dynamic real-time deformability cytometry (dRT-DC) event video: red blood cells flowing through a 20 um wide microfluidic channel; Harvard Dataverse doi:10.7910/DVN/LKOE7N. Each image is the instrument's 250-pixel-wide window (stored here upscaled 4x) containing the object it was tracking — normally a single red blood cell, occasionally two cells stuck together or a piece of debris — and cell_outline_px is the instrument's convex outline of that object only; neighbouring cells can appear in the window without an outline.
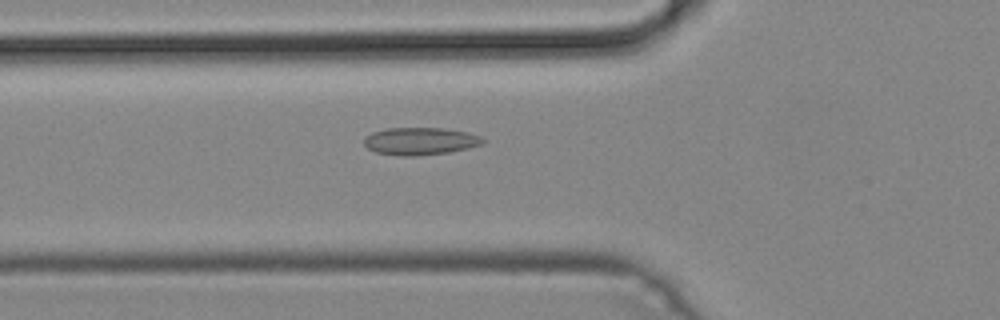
{"species": "common noctule bat (a hibernating species)", "species_latin": "Nyctalus noctula", "temperature_condition": "cold", "stored_images_in_passage": 43, "camera_frame_rate_fps": 3000, "um_per_image_px": 0.085, "animal": {"sex": "male", "body_mass_g": 19.2, "forearm_length_mm": 51.8}, "frame": {"image": 1, "passage_image": 12, "time_ms": 3.667, "image_size_px": [1000, 320], "cell_outline_px": [[484, 144], [468, 148], [448, 152], [416, 156], [400, 156], [376, 152], [368, 148], [364, 144], [364, 136], [372, 132], [388, 128], [444, 128], [468, 132], [480, 136], [484, 140]], "centroid_in_image_um": [35.71, 11.99], "position_along_channel_um": 90.1, "area_um2": 19.07}}
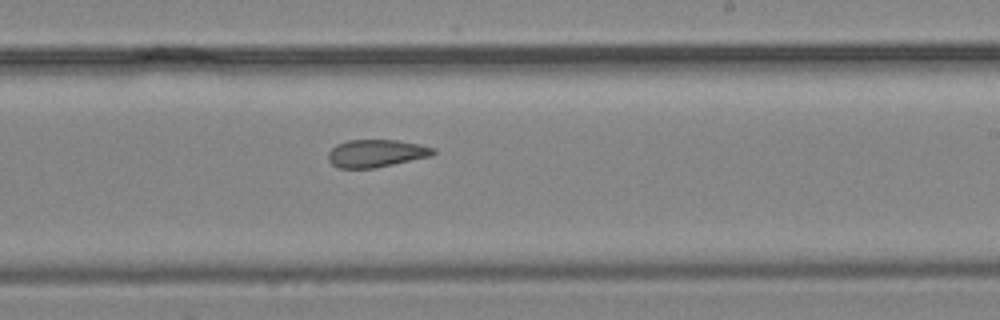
{"frame": {"image": 2, "passage_image": 24, "time_ms": 7.667, "image_size_px": [1000, 320], "cell_outline_px": [[436, 152], [432, 156], [376, 168], [336, 168], [328, 160], [328, 152], [336, 144], [348, 140], [396, 140], [420, 144], [436, 148]], "centroid_in_image_um": [31.99, 13.03], "position_along_channel_um": 257.0, "area_um2": 17.11}}
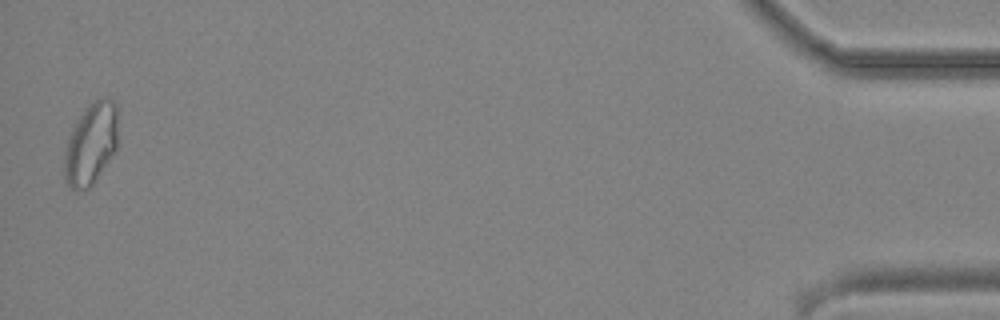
{"frame": {"image": 3, "passage_image": 43, "time_ms": 14.0, "image_size_px": [1000, 320], "cell_outline_px": [[116, 148], [92, 184], [88, 188], [72, 188], [68, 184], [64, 176], [64, 152], [68, 136], [76, 120], [84, 108], [96, 100], [104, 96], [108, 96], [116, 104]], "centroid_in_image_um": [7.7, 12.17], "position_along_channel_um": 427.5, "area_um2": 25.09}}